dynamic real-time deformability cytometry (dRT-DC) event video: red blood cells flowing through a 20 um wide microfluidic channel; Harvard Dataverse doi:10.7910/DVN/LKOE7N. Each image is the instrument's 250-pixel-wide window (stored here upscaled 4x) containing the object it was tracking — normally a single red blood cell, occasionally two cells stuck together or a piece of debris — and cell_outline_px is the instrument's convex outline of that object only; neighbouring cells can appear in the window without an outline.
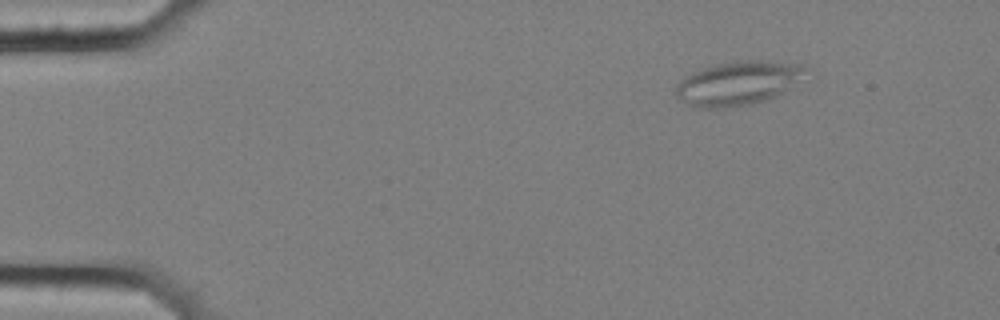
{"species": "common noctule bat (a hibernating species)", "species_latin": "Nyctalus noctula", "temperature_condition": "cold", "stored_images_in_passage": 33, "camera_frame_rate_fps": 3000, "um_per_image_px": 0.085, "animal": {"sex": "female", "body_mass_g": 25.1}, "frame": {"image": 1, "passage_image": 3, "time_ms": 0.667, "image_size_px": [1000, 320], "cell_outline_px": [[812, 68], [788, 88], [764, 100], [748, 104], [724, 108], [700, 108], [684, 104], [676, 96], [676, 84], [684, 76], [700, 68], [712, 64], [740, 60], [768, 60], [804, 64]], "centroid_in_image_um": [62.69, 7.04], "position_along_channel_um": 22.3, "area_um2": 33.47}}
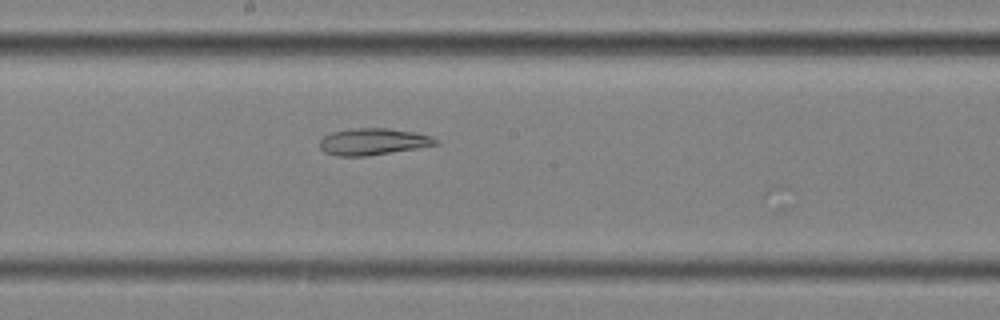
{"frame": {"image": 2, "passage_image": 27, "time_ms": 8.667, "image_size_px": [1000, 320], "cell_outline_px": [[440, 144], [420, 148], [368, 156], [336, 156], [324, 152], [320, 148], [320, 140], [324, 136], [332, 132], [348, 128], [388, 128], [416, 132], [432, 136], [440, 140]], "centroid_in_image_um": [31.76, 12.04], "position_along_channel_um": 216.4, "area_um2": 18.44}}
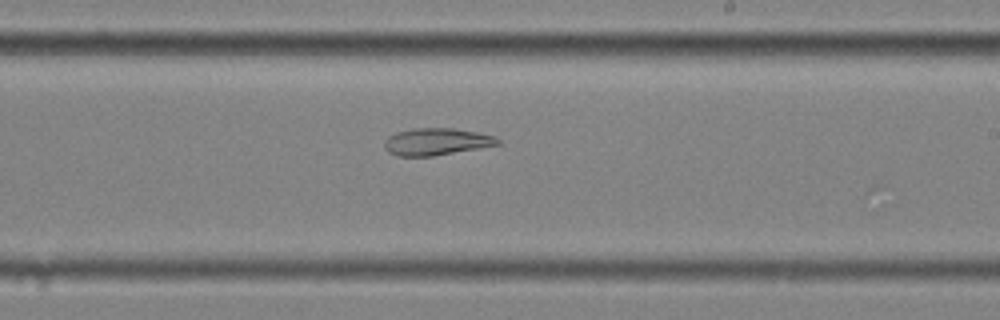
{"frame": {"image": 3, "passage_image": 30, "time_ms": 9.667, "image_size_px": [1000, 320], "cell_outline_px": [[500, 144], [432, 156], [396, 156], [388, 152], [384, 148], [384, 140], [388, 136], [396, 132], [412, 128], [452, 128], [476, 132], [496, 136], [500, 140]], "centroid_in_image_um": [37.05, 12.04], "position_along_channel_um": 252.0, "area_um2": 17.86}}